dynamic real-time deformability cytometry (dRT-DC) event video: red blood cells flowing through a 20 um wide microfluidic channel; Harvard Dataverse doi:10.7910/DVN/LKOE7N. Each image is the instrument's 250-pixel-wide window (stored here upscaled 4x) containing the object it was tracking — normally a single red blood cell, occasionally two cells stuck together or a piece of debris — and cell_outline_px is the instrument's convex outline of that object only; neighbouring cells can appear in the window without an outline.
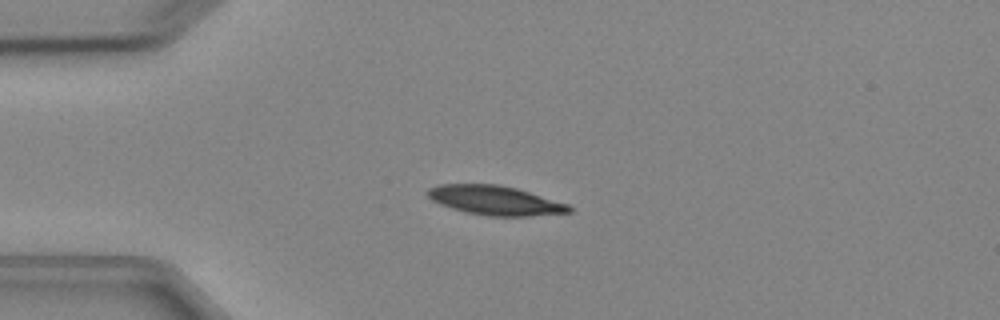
{"species": "Egyptian fruit bat (a non-hibernating species)", "species_latin": "Rousettus aegyptiacus", "temperature_condition": "cold", "stored_images_in_passage": 5, "camera_frame_rate_fps": 3000, "um_per_image_px": 0.085, "animal": {"sex": "female"}, "frame": {"image": 1, "passage_image": 3, "time_ms": 2.333, "image_size_px": [1000, 320], "cell_outline_px": [[572, 212], [528, 216], [488, 216], [468, 212], [452, 208], [440, 204], [432, 200], [424, 192], [428, 188], [436, 184], [500, 184], [516, 188], [568, 204], [572, 208]], "centroid_in_image_um": [42.05, 17.02], "position_along_channel_um": 43.0, "area_um2": 24.1}}